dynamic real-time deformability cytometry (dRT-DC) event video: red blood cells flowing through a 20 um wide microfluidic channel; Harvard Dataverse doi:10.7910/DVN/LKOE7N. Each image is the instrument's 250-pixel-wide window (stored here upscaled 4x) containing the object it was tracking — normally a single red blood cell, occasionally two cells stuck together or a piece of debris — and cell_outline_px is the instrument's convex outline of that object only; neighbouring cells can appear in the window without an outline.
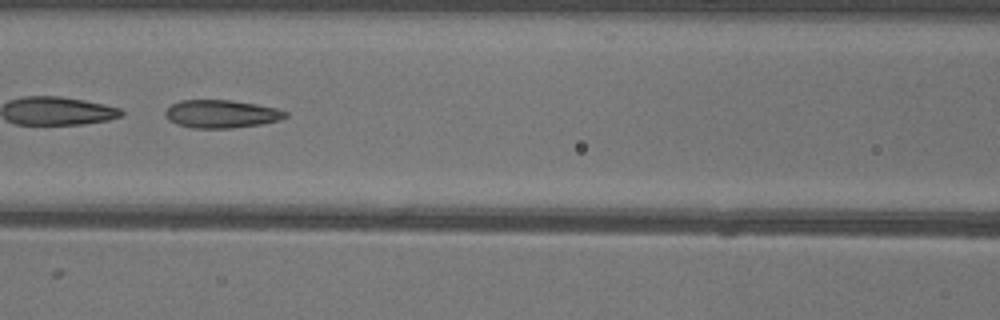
{"species": "common noctule bat (a hibernating species)", "species_latin": "Nyctalus noctula", "temperature_condition": "warm", "stored_images_in_passage": 50, "camera_frame_rate_fps": 3000, "um_per_image_px": 0.085, "animal": {"sex": "female"}, "frame": {"image": 1, "passage_image": 22, "time_ms": 7.0, "image_size_px": [1000, 320], "cell_outline_px": [[288, 116], [280, 120], [260, 124], [232, 128], [192, 128], [176, 124], [168, 120], [164, 116], [164, 112], [172, 104], [180, 100], [232, 100], [256, 104], [276, 108], [288, 112]], "centroid_in_image_um": [18.8, 9.68], "position_along_channel_um": 147.8, "area_um2": 19.71}}